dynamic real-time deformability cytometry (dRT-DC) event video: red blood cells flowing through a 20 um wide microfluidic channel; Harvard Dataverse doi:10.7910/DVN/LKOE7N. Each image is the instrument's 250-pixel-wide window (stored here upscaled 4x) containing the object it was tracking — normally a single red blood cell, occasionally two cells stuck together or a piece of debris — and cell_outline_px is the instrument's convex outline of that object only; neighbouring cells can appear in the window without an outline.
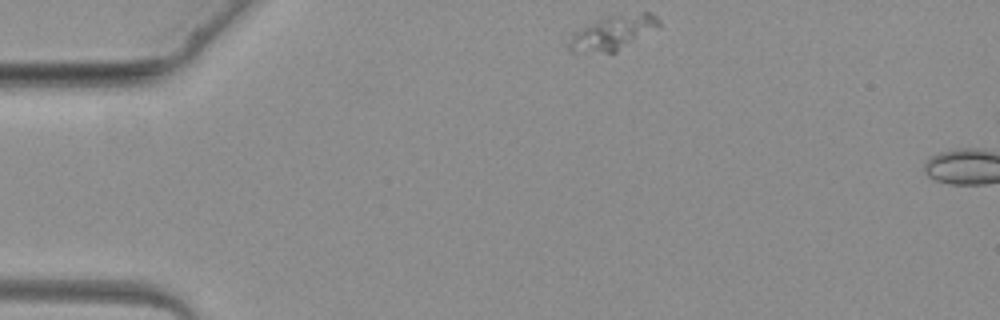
{"species": "common noctule bat (a hibernating species)", "species_latin": "Nyctalus noctula", "temperature_condition": "warm", "stored_images_in_passage": 2, "camera_frame_rate_fps": 3000, "um_per_image_px": 0.085, "animal": {"sex": "female", "body_mass_g": 19.3, "forearm_length_mm": 54.1}, "frame": {"image": 1, "passage_image": 1, "time_ms": 0.0, "image_size_px": [1000, 320], "cell_outline_px": [[660, 28], [616, 52], [572, 52], [564, 44], [572, 32], [604, 16], [644, 12], [648, 12], [656, 16], [660, 20]], "centroid_in_image_um": [52.07, 2.78], "position_along_channel_um": 32.9, "area_um2": 18.55}}